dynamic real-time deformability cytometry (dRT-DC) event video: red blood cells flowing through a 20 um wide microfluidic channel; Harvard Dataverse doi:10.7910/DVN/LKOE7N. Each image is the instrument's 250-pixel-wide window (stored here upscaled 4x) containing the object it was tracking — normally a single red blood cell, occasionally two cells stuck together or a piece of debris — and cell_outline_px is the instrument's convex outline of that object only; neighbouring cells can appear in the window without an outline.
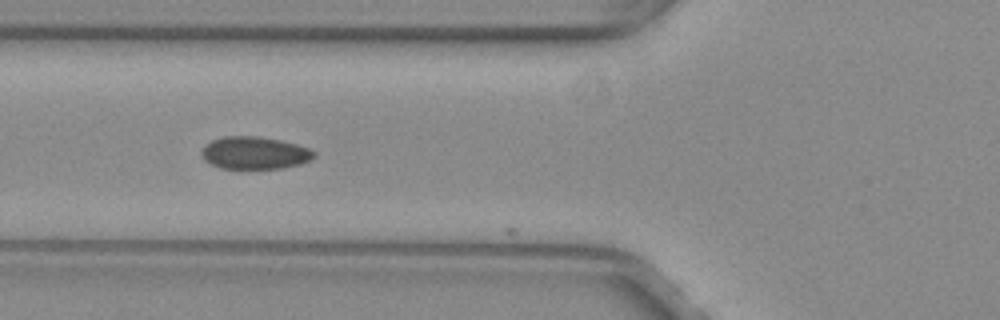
{"species": "common noctule bat (a hibernating species)", "species_latin": "Nyctalus noctula", "temperature_condition": "warm", "stored_images_in_passage": 8, "camera_frame_rate_fps": 3000, "um_per_image_px": 0.085, "animal": {"sex": "female", "body_mass_g": 29.2, "forearm_length_mm": 56.3}, "frame": {"image": 1, "passage_image": 7, "time_ms": 2.0, "image_size_px": [1000, 320], "cell_outline_px": [[316, 156], [300, 164], [280, 168], [240, 172], [220, 168], [204, 160], [200, 152], [204, 144], [212, 140], [224, 136], [260, 136], [280, 140], [296, 144], [308, 148], [316, 152]], "centroid_in_image_um": [21.59, 13.04], "position_along_channel_um": 104.2, "area_um2": 22.14}}